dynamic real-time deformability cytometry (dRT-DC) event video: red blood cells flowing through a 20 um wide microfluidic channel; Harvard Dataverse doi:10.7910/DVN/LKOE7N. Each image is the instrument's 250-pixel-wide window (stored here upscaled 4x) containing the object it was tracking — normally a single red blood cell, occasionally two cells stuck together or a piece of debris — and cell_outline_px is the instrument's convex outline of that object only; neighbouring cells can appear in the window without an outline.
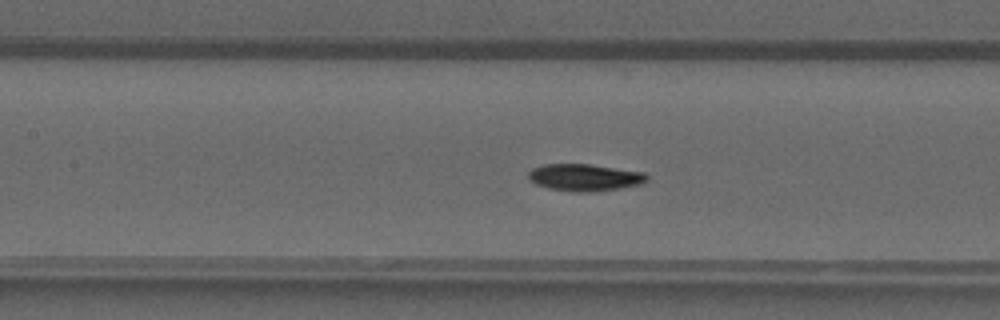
{"species": "common noctule bat (a hibernating species)", "species_latin": "Nyctalus noctula", "temperature_condition": "warm", "stored_images_in_passage": 48, "camera_frame_rate_fps": 3000, "um_per_image_px": 0.085, "animal": {"sex": "male", "forearm_length_mm": 52.5}, "frame": {"image": 1, "passage_image": 21, "time_ms": 6.667, "image_size_px": [1000, 320], "cell_outline_px": [[648, 180], [644, 184], [620, 188], [592, 192], [572, 192], [548, 188], [536, 184], [528, 176], [528, 172], [532, 168], [544, 164], [588, 164], [644, 172], [648, 176]], "centroid_in_image_um": [49.72, 15.09], "position_along_channel_um": 157.7, "area_um2": 18.73}}
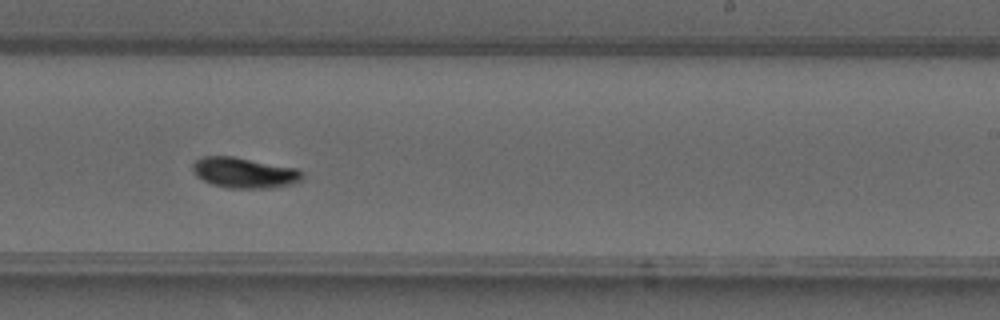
{"frame": {"image": 2, "passage_image": 29, "time_ms": 9.333, "image_size_px": [1000, 320], "cell_outline_px": [[304, 176], [300, 180], [292, 184], [272, 188], [228, 188], [212, 184], [196, 176], [192, 168], [192, 164], [196, 160], [204, 156], [232, 156], [300, 168], [304, 172]], "centroid_in_image_um": [20.81, 14.68], "position_along_channel_um": 268.2, "area_um2": 19.71}}
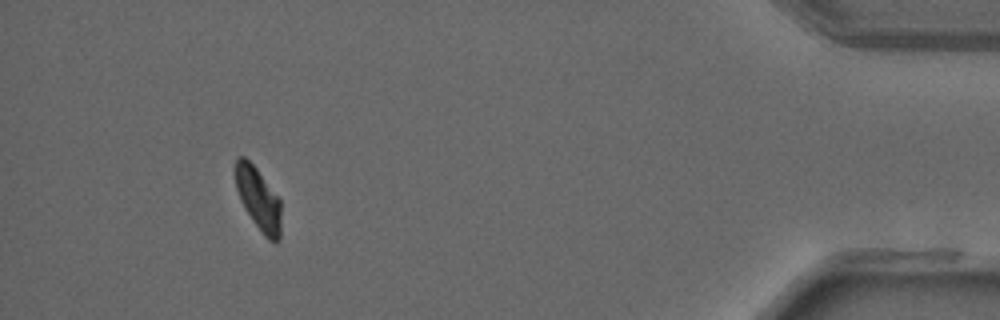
{"frame": {"image": 3, "passage_image": 44, "time_ms": 14.333, "image_size_px": [1000, 320], "cell_outline_px": [[280, 240], [276, 244], [268, 240], [264, 236], [252, 220], [244, 208], [240, 200], [236, 188], [232, 172], [232, 168], [236, 156], [244, 156], [256, 168], [280, 200]], "centroid_in_image_um": [21.9, 16.88], "position_along_channel_um": 413.3, "area_um2": 17.05}, "authors_computed_cell_mechanics": {"area_um2": 18.0336, "velocity_mm_per_s": 4.1791, "shape_relaxation_time_tau1_ms": 3.3558, "shape_relaxation_time_tau2_ms": 2.7942, "deformation_change_tau1": 0.1502, "deformation_change_tau2": 0.059}}